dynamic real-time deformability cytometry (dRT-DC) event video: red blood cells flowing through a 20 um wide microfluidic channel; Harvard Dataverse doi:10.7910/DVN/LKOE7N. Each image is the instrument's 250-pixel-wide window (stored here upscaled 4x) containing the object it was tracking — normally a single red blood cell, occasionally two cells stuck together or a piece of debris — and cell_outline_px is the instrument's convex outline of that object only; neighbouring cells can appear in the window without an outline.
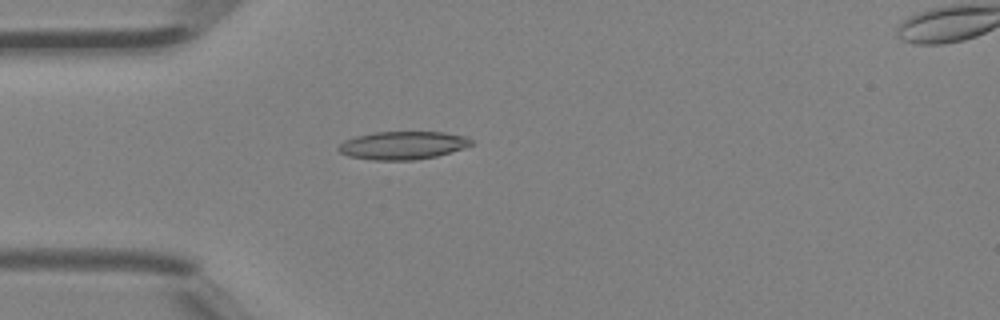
{"species": "Egyptian fruit bat (a non-hibernating species)", "species_latin": "Rousettus aegyptiacus", "temperature_condition": "room temperature", "stored_images_in_passage": 42, "camera_frame_rate_fps": 3000, "um_per_image_px": 0.085, "animal": {"sex": "female"}, "frame": {"image": 1, "passage_image": 10, "time_ms": 3.0, "image_size_px": [1000, 320], "cell_outline_px": [[472, 144], [464, 148], [436, 156], [412, 160], [372, 160], [348, 156], [340, 152], [336, 148], [344, 140], [356, 136], [376, 132], [444, 132], [468, 136], [472, 140]], "centroid_in_image_um": [34.23, 12.35], "position_along_channel_um": 50.8, "area_um2": 21.73}}
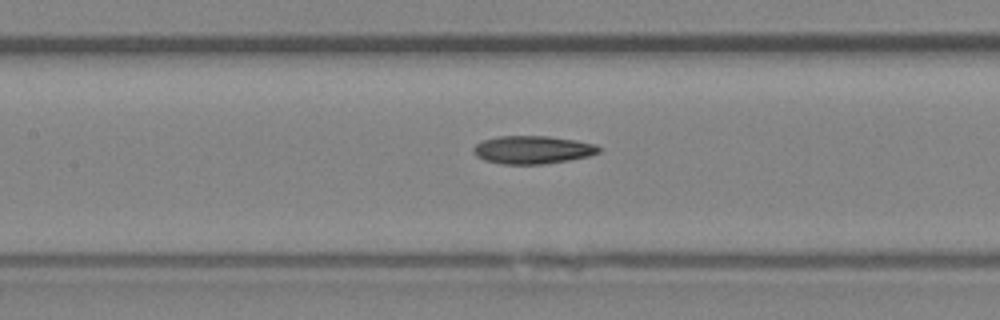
{"frame": {"image": 2, "passage_image": 18, "time_ms": 5.667, "image_size_px": [1000, 320], "cell_outline_px": [[600, 152], [588, 156], [568, 160], [544, 164], [504, 164], [484, 160], [476, 156], [472, 152], [472, 148], [476, 144], [484, 140], [500, 136], [548, 136], [576, 140], [596, 144], [600, 148]], "centroid_in_image_um": [45.26, 12.73], "position_along_channel_um": 162.1, "area_um2": 20.46}}
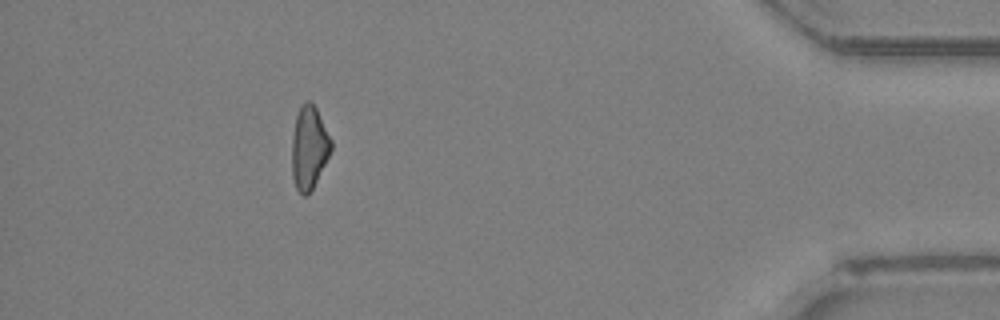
{"frame": {"image": 3, "passage_image": 38, "time_ms": 12.333, "image_size_px": [1000, 320], "cell_outline_px": [[332, 148], [308, 196], [304, 196], [296, 188], [292, 176], [292, 136], [296, 116], [300, 104], [304, 100], [308, 100], [316, 108], [332, 140]], "centroid_in_image_um": [26.25, 12.52], "position_along_channel_um": 408.9, "area_um2": 18.84}, "authors_computed_cell_mechanics": {"area_um2": 20.3745, "velocity_mm_per_s": 4.5411, "shape_relaxation_time_tau1_ms": 5.0353, "shape_relaxation_time_tau2_ms": 8.5927, "deformation_change_tau1": 0.1625, "deformation_change_tau2": 0.2331}}